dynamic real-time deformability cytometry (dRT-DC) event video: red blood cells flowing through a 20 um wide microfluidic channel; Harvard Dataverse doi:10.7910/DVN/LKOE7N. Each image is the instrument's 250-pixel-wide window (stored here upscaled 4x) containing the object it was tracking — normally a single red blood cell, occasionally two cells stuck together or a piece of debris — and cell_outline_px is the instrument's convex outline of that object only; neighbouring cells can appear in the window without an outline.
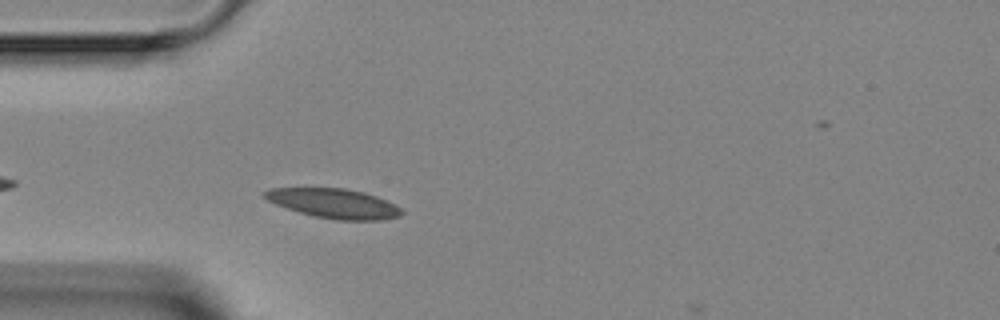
{"species": "Egyptian fruit bat (a non-hibernating species)", "species_latin": "Rousettus aegyptiacus", "temperature_condition": "room temperature", "stored_images_in_passage": 2, "camera_frame_rate_fps": 3000, "um_per_image_px": 0.085, "animal": {"sex": "female"}, "frame": {"image": 1, "passage_image": 2, "time_ms": 1.0, "image_size_px": [1000, 320], "cell_outline_px": [[404, 212], [400, 216], [380, 220], [336, 220], [316, 216], [300, 212], [276, 204], [268, 200], [260, 192], [268, 188], [344, 188], [364, 192], [376, 196], [396, 204]], "centroid_in_image_um": [28.39, 17.28], "position_along_channel_um": 56.6, "area_um2": 23.52}}